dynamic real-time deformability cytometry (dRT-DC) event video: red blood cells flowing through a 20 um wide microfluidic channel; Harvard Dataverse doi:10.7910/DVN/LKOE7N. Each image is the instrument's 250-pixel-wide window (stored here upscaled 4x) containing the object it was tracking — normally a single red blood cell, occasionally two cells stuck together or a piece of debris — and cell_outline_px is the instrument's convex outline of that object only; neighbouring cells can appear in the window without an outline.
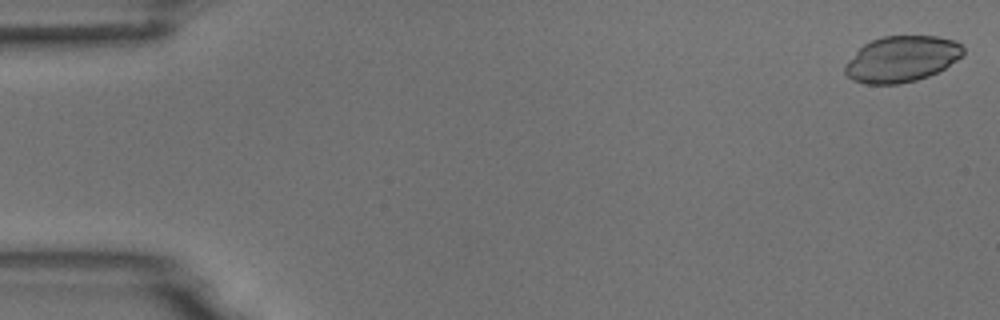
{"species": "common noctule bat (a hibernating species)", "species_latin": "Nyctalus noctula", "temperature_condition": "room temperature", "stored_images_in_passage": 5, "camera_frame_rate_fps": 3000, "um_per_image_px": 0.085, "animal": {"sex": "male", "body_mass_g": 18.8}, "frame": {"image": 1, "passage_image": 1, "time_ms": 0.0, "image_size_px": [1000, 320], "cell_outline_px": [[964, 56], [944, 68], [928, 76], [916, 80], [900, 84], [864, 84], [852, 80], [844, 72], [844, 64], [864, 44], [872, 40], [884, 36], [936, 36], [956, 40], [964, 44]], "centroid_in_image_um": [76.67, 5.01], "position_along_channel_um": 8.3, "area_um2": 31.91}}